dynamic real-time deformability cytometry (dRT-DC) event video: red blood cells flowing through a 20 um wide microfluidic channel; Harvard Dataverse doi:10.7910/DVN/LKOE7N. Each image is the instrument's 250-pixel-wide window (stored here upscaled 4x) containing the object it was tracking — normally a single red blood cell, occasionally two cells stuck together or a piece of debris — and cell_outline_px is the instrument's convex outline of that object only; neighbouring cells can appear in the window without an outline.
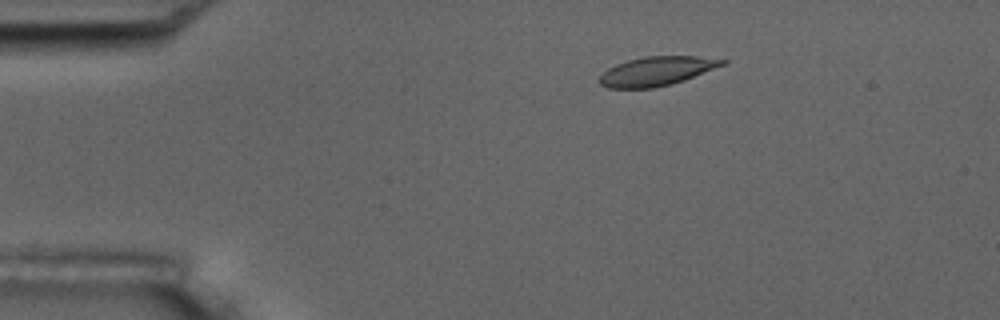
{"species": "common noctule bat (a hibernating species)", "species_latin": "Nyctalus noctula", "temperature_condition": "room temperature", "stored_images_in_passage": 5, "camera_frame_rate_fps": 3000, "um_per_image_px": 0.085, "animal": {"sex": "male", "body_mass_g": 17.5, "forearm_length_mm": 52.3}, "frame": {"image": 1, "passage_image": 3, "time_ms": 2.333, "image_size_px": [1000, 320], "cell_outline_px": [[728, 60], [724, 64], [684, 80], [672, 84], [652, 88], [608, 88], [600, 84], [596, 80], [608, 68], [616, 64], [628, 60], [644, 56], [696, 56]], "centroid_in_image_um": [55.76, 6.05], "position_along_channel_um": 29.2, "area_um2": 20.69}}
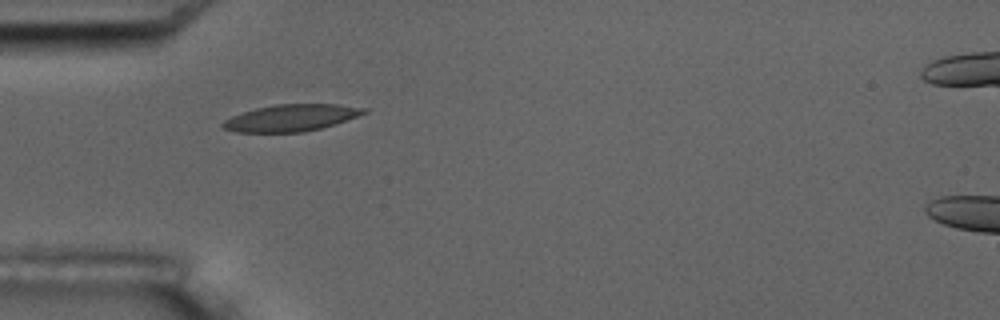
{"frame": {"image": 2, "passage_image": 5, "time_ms": 4.667, "image_size_px": [1000, 320], "cell_outline_px": [[368, 112], [336, 124], [304, 132], [236, 132], [220, 128], [220, 124], [224, 120], [232, 116], [256, 108], [276, 104], [340, 104], [368, 108]], "centroid_in_image_um": [24.75, 10.01], "position_along_channel_um": 60.2, "area_um2": 22.14}}